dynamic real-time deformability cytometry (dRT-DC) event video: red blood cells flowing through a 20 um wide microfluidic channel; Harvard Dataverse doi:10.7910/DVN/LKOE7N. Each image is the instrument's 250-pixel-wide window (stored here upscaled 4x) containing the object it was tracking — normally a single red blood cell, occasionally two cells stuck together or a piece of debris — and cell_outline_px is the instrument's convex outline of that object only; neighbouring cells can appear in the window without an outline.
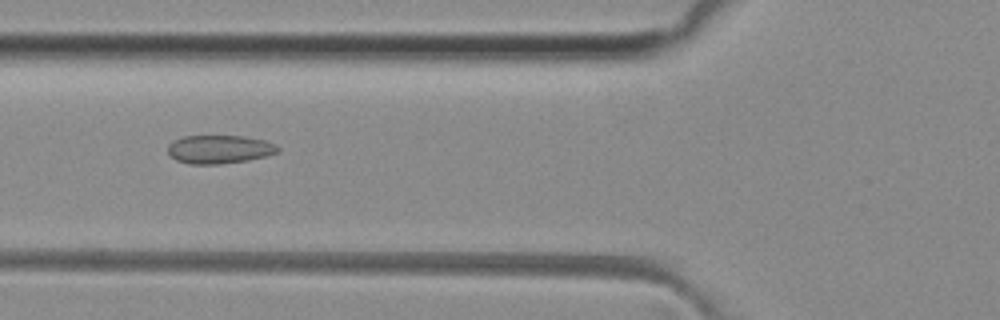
{"species": "common noctule bat (a hibernating species)", "species_latin": "Nyctalus noctula", "temperature_condition": "room temperature", "stored_images_in_passage": 39, "camera_frame_rate_fps": 3000, "um_per_image_px": 0.085, "animal": {"sex": "female", "body_mass_g": 29.2, "forearm_length_mm": 56.3}, "frame": {"image": 1, "passage_image": 8, "time_ms": 2.333, "image_size_px": [1000, 320], "cell_outline_px": [[280, 152], [248, 160], [216, 164], [192, 164], [176, 160], [168, 156], [168, 144], [184, 136], [244, 136], [264, 140], [276, 144], [280, 148]], "centroid_in_image_um": [18.65, 12.69], "position_along_channel_um": 107.1, "area_um2": 18.21}}
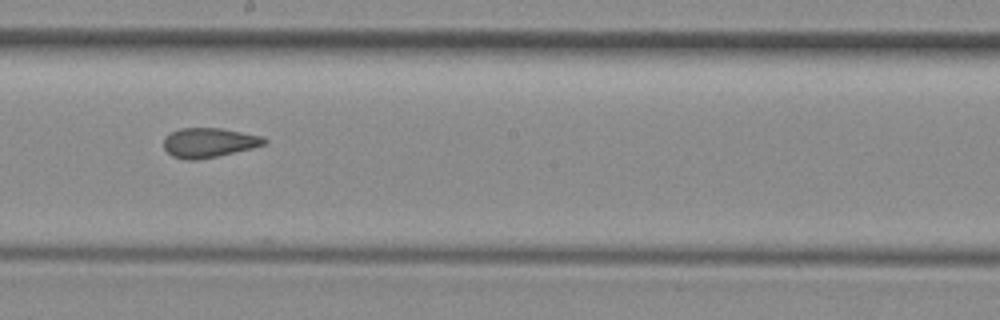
{"frame": {"image": 2, "passage_image": 17, "time_ms": 5.333, "image_size_px": [1000, 320], "cell_outline_px": [[268, 140], [264, 144], [252, 148], [216, 156], [196, 160], [184, 160], [172, 156], [164, 148], [164, 136], [180, 128], [220, 128], [260, 136]], "centroid_in_image_um": [17.71, 12.13], "position_along_channel_um": 230.5, "area_um2": 17.11}}
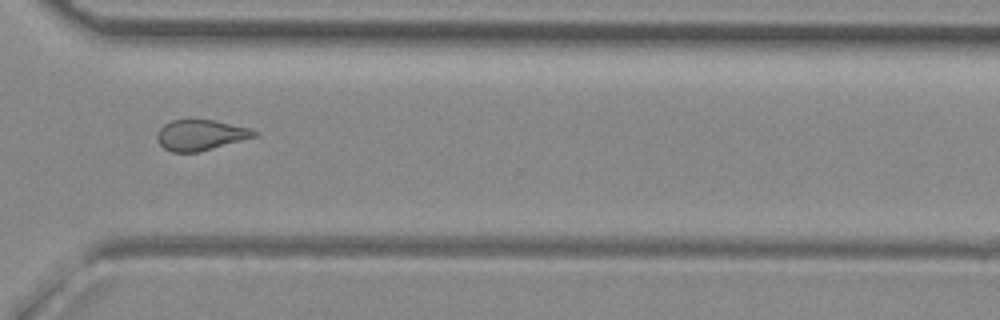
{"frame": {"image": 3, "passage_image": 26, "time_ms": 8.333, "image_size_px": [1000, 320], "cell_outline_px": [[256, 136], [196, 152], [172, 152], [164, 148], [160, 144], [156, 136], [156, 132], [164, 124], [172, 120], [212, 120], [248, 128], [256, 132]], "centroid_in_image_um": [16.97, 11.47], "position_along_channel_um": 353.6, "area_um2": 16.82}, "authors_computed_cell_mechanics": {"area_um2": 17.8602, "velocity_mm_per_s": 4.1013, "shape_relaxation_time_tau1_ms": null, "shape_relaxation_time_tau2_ms": 1.072, "deformation_change_tau1": null, "deformation_change_tau2": 0.0613}}